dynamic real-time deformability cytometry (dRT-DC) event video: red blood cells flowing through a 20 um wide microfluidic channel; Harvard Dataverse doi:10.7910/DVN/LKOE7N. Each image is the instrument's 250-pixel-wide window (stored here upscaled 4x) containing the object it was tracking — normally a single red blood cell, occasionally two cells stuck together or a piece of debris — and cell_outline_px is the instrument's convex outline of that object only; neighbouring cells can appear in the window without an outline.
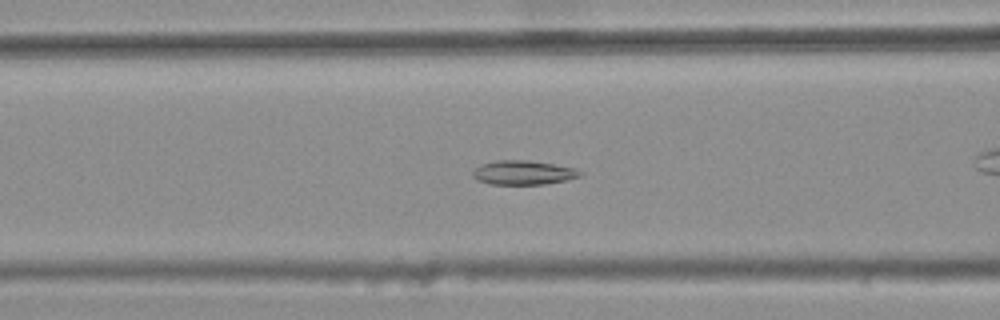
{"species": "common noctule bat (a hibernating species)", "species_latin": "Nyctalus noctula", "temperature_condition": "warm", "stored_images_in_passage": 41, "camera_frame_rate_fps": 3000, "um_per_image_px": 0.085, "animal": {"sex": "female", "body_mass_g": 25.1}, "frame": {"image": 1, "passage_image": 15, "time_ms": 4.667, "image_size_px": [1000, 320], "cell_outline_px": [[584, 172], [580, 176], [564, 180], [544, 184], [492, 184], [476, 180], [472, 176], [472, 172], [480, 164], [496, 160], [528, 160], [552, 164], [572, 168]], "centroid_in_image_um": [44.42, 14.67], "position_along_channel_um": 122.2, "area_um2": 14.97}}
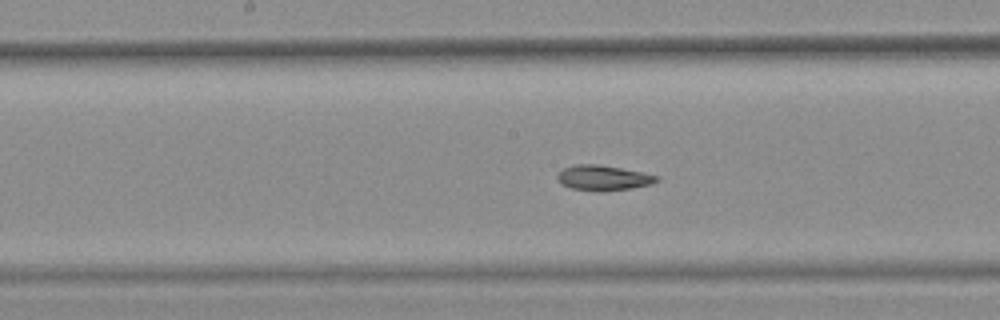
{"frame": {"image": 2, "passage_image": 21, "time_ms": 6.667, "image_size_px": [1000, 320], "cell_outline_px": [[660, 180], [652, 184], [632, 188], [604, 192], [596, 192], [572, 188], [560, 184], [556, 176], [564, 168], [576, 164], [600, 164], [660, 176]], "centroid_in_image_um": [51.28, 15.13], "position_along_channel_um": 196.9, "area_um2": 14.74}}
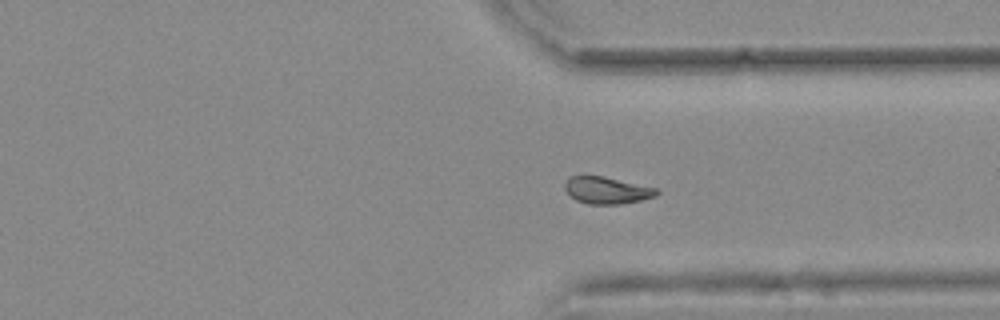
{"frame": {"image": 3, "passage_image": 34, "time_ms": 11.0, "image_size_px": [1000, 320], "cell_outline_px": [[660, 192], [656, 196], [640, 200], [620, 204], [588, 204], [576, 200], [564, 188], [564, 184], [568, 176], [604, 176], [660, 188]], "centroid_in_image_um": [51.62, 16.16], "position_along_channel_um": 359.8, "area_um2": 14.57}, "authors_computed_cell_mechanics": {"area_um2": 14.8546, "velocity_mm_per_s": 3.7457, "shape_relaxation_time_tau1_ms": null, "shape_relaxation_time_tau2_ms": 3.3264, "deformation_change_tau1": null, "deformation_change_tau2": 0.0767}}